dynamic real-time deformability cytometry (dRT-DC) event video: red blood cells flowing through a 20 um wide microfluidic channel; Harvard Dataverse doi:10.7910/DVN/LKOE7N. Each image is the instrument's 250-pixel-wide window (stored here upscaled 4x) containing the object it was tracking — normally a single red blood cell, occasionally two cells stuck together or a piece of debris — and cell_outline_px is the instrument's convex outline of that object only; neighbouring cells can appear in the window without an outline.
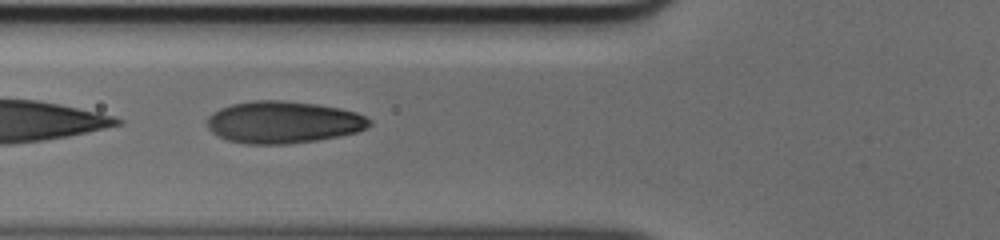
{"species": "human", "species_latin": "Homo sapiens", "temperature_condition": "cold", "stored_images_in_passage": 38, "camera_frame_rate_fps": 3000, "um_per_image_px": 0.085, "donor": {"sex": "male"}, "frame": {"image": 1, "passage_image": 7, "time_ms": 2.0, "image_size_px": [1000, 240], "cell_outline_px": [[372, 124], [368, 128], [356, 132], [340, 136], [316, 140], [288, 144], [244, 144], [228, 140], [212, 132], [208, 128], [208, 116], [212, 112], [220, 108], [232, 104], [252, 100], [280, 100], [316, 104], [340, 108], [356, 112], [372, 120]], "centroid_in_image_um": [24.09, 10.39], "position_along_channel_um": 101.7, "area_um2": 39.88}}
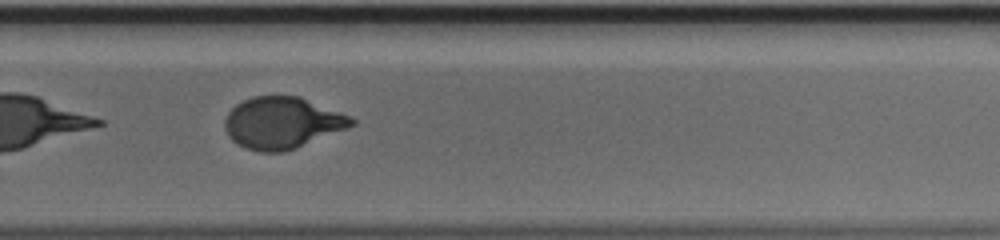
{"frame": {"image": 2, "passage_image": 22, "time_ms": 7.0, "image_size_px": [1000, 240], "cell_outline_px": [[356, 124], [296, 148], [284, 152], [260, 152], [244, 148], [232, 140], [228, 136], [224, 128], [224, 120], [228, 112], [236, 104], [252, 96], [296, 96], [348, 116], [356, 120]], "centroid_in_image_um": [23.91, 10.46], "position_along_channel_um": 305.9, "area_um2": 37.63}}
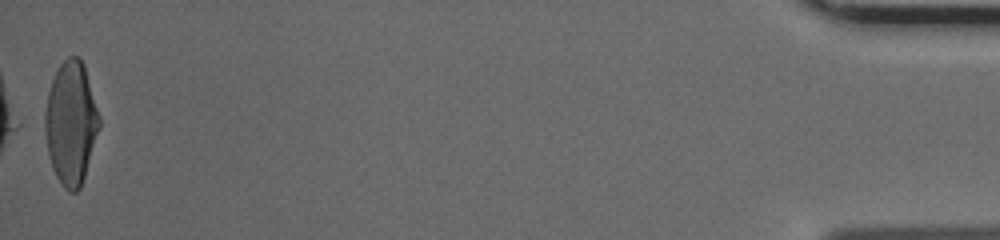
{"frame": {"image": 3, "passage_image": 38, "time_ms": 12.333, "image_size_px": [1000, 240], "cell_outline_px": [[100, 128], [80, 188], [76, 192], [68, 192], [64, 188], [56, 176], [52, 168], [48, 152], [44, 128], [44, 112], [48, 92], [52, 80], [60, 64], [68, 56], [80, 56], [84, 64], [100, 116]], "centroid_in_image_um": [6.03, 10.44], "position_along_channel_um": 429.2, "area_um2": 39.02}}